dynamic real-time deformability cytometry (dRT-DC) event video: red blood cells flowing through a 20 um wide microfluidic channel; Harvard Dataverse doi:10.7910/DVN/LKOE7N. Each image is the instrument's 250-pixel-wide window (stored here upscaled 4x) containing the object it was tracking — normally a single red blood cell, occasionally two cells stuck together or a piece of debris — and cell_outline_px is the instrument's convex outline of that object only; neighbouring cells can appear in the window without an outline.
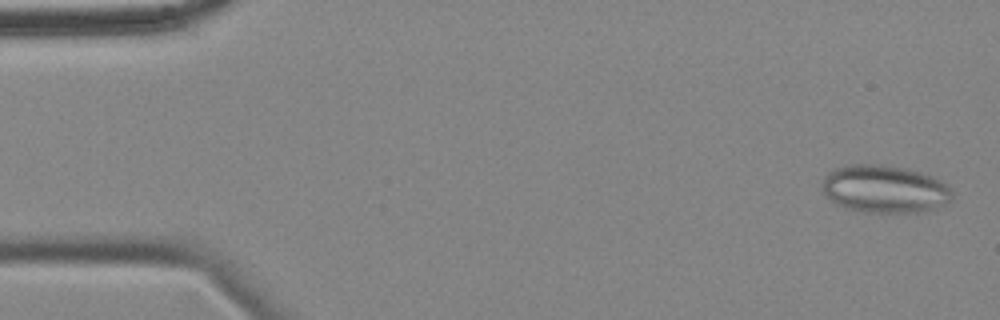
{"species": "common noctule bat (a hibernating species)", "species_latin": "Nyctalus noctula", "temperature_condition": "cold", "stored_images_in_passage": 57, "camera_frame_rate_fps": 3000, "um_per_image_px": 0.085, "animal": {"sex": "female", "body_mass_g": 18.4}, "frame": {"image": 1, "passage_image": 2, "time_ms": 0.333, "image_size_px": [1000, 320], "cell_outline_px": [[952, 196], [944, 204], [936, 208], [924, 212], [864, 212], [844, 208], [836, 204], [824, 196], [820, 184], [820, 180], [828, 172], [836, 168], [852, 164], [880, 164], [908, 168], [920, 172], [940, 180], [952, 192]], "centroid_in_image_um": [75.11, 16.06], "position_along_channel_um": 9.9, "area_um2": 36.41}}
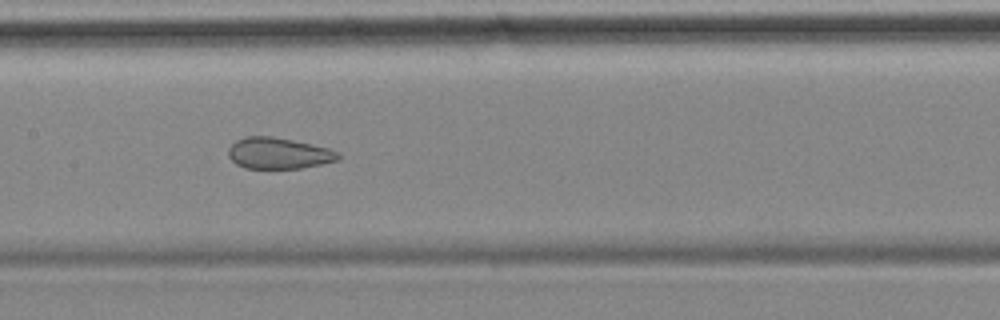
{"frame": {"image": 2, "passage_image": 27, "time_ms": 8.667, "image_size_px": [1000, 320], "cell_outline_px": [[340, 160], [300, 168], [244, 168], [236, 164], [228, 156], [228, 148], [236, 140], [248, 136], [272, 136], [312, 144], [328, 148], [340, 152]], "centroid_in_image_um": [23.68, 13.02], "position_along_channel_um": 183.7, "area_um2": 20.0}}
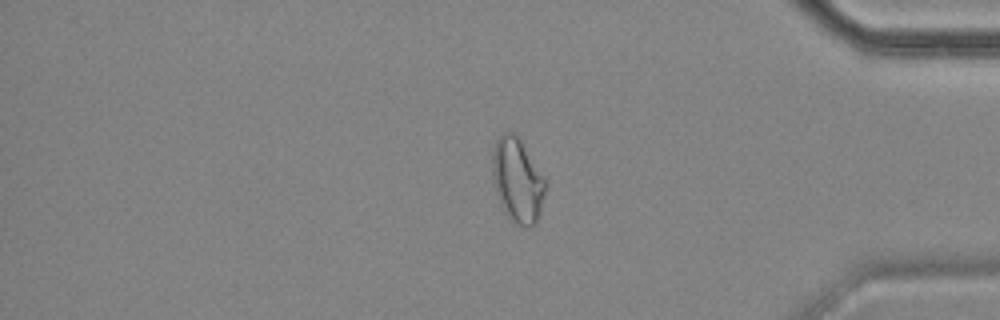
{"frame": {"image": 3, "passage_image": 47, "time_ms": 15.333, "image_size_px": [1000, 320], "cell_outline_px": [[544, 196], [540, 212], [536, 224], [524, 228], [512, 220], [504, 212], [500, 204], [496, 192], [492, 172], [492, 156], [496, 140], [504, 132], [516, 132], [544, 180]], "centroid_in_image_um": [43.95, 15.34], "position_along_channel_um": 391.2, "area_um2": 25.55}, "authors_computed_cell_mechanics": {"area_um2": 25.5476, "velocity_mm_per_s": 3.4943, "shape_relaxation_time_tau1_ms": null, "shape_relaxation_time_tau2_ms": 1.8543, "deformation_change_tau1": null, "deformation_change_tau2": 0.079}}